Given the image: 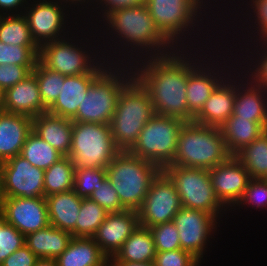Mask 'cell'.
I'll use <instances>...</instances> for the list:
<instances>
[{"label":"cell","mask_w":267,"mask_h":266,"mask_svg":"<svg viewBox=\"0 0 267 266\" xmlns=\"http://www.w3.org/2000/svg\"><path fill=\"white\" fill-rule=\"evenodd\" d=\"M231 156L220 127L189 121L181 127L177 150L170 164L209 170Z\"/></svg>","instance_id":"obj_6"},{"label":"cell","mask_w":267,"mask_h":266,"mask_svg":"<svg viewBox=\"0 0 267 266\" xmlns=\"http://www.w3.org/2000/svg\"><path fill=\"white\" fill-rule=\"evenodd\" d=\"M0 41L11 45L38 46L23 14L0 15Z\"/></svg>","instance_id":"obj_36"},{"label":"cell","mask_w":267,"mask_h":266,"mask_svg":"<svg viewBox=\"0 0 267 266\" xmlns=\"http://www.w3.org/2000/svg\"><path fill=\"white\" fill-rule=\"evenodd\" d=\"M107 178L125 209L137 211L152 181L162 171L155 163L121 150L106 167Z\"/></svg>","instance_id":"obj_8"},{"label":"cell","mask_w":267,"mask_h":266,"mask_svg":"<svg viewBox=\"0 0 267 266\" xmlns=\"http://www.w3.org/2000/svg\"><path fill=\"white\" fill-rule=\"evenodd\" d=\"M4 195H3V185H2V171L0 166V209L3 203Z\"/></svg>","instance_id":"obj_53"},{"label":"cell","mask_w":267,"mask_h":266,"mask_svg":"<svg viewBox=\"0 0 267 266\" xmlns=\"http://www.w3.org/2000/svg\"><path fill=\"white\" fill-rule=\"evenodd\" d=\"M29 0H0V15L23 14Z\"/></svg>","instance_id":"obj_49"},{"label":"cell","mask_w":267,"mask_h":266,"mask_svg":"<svg viewBox=\"0 0 267 266\" xmlns=\"http://www.w3.org/2000/svg\"><path fill=\"white\" fill-rule=\"evenodd\" d=\"M155 266H201V262L190 252L176 249L165 252H156Z\"/></svg>","instance_id":"obj_46"},{"label":"cell","mask_w":267,"mask_h":266,"mask_svg":"<svg viewBox=\"0 0 267 266\" xmlns=\"http://www.w3.org/2000/svg\"><path fill=\"white\" fill-rule=\"evenodd\" d=\"M34 266H58L55 259L38 258Z\"/></svg>","instance_id":"obj_52"},{"label":"cell","mask_w":267,"mask_h":266,"mask_svg":"<svg viewBox=\"0 0 267 266\" xmlns=\"http://www.w3.org/2000/svg\"><path fill=\"white\" fill-rule=\"evenodd\" d=\"M101 22V26L94 25L99 28L100 48L109 64L132 65L142 58L165 56L177 50L160 32L146 5L114 10Z\"/></svg>","instance_id":"obj_1"},{"label":"cell","mask_w":267,"mask_h":266,"mask_svg":"<svg viewBox=\"0 0 267 266\" xmlns=\"http://www.w3.org/2000/svg\"><path fill=\"white\" fill-rule=\"evenodd\" d=\"M240 42L241 41L239 40L238 43H235V44H234V42L232 43V45L236 46V47L239 45V48L237 49L238 51H236L235 53L240 51V53L243 54L242 56L240 55V53L236 54L237 56L239 55L237 61H238L240 70H244L243 72L245 73V75L255 85L260 86L267 91V41H258V42H253V43H246V44H244V46L242 44L243 42H241V43ZM240 44H241V46H240ZM245 45H247V46H245ZM242 46L246 50H244L242 48ZM243 51L246 52L245 53L246 55L243 53ZM242 65H244V66H242Z\"/></svg>","instance_id":"obj_31"},{"label":"cell","mask_w":267,"mask_h":266,"mask_svg":"<svg viewBox=\"0 0 267 266\" xmlns=\"http://www.w3.org/2000/svg\"><path fill=\"white\" fill-rule=\"evenodd\" d=\"M73 236L70 232L49 225L25 236V245L38 258L56 259L68 247Z\"/></svg>","instance_id":"obj_29"},{"label":"cell","mask_w":267,"mask_h":266,"mask_svg":"<svg viewBox=\"0 0 267 266\" xmlns=\"http://www.w3.org/2000/svg\"><path fill=\"white\" fill-rule=\"evenodd\" d=\"M20 155L28 160L31 165L44 171L64 157L62 153L53 148L33 131L28 135Z\"/></svg>","instance_id":"obj_35"},{"label":"cell","mask_w":267,"mask_h":266,"mask_svg":"<svg viewBox=\"0 0 267 266\" xmlns=\"http://www.w3.org/2000/svg\"><path fill=\"white\" fill-rule=\"evenodd\" d=\"M58 266H109V258L93 238L73 237L56 259Z\"/></svg>","instance_id":"obj_28"},{"label":"cell","mask_w":267,"mask_h":266,"mask_svg":"<svg viewBox=\"0 0 267 266\" xmlns=\"http://www.w3.org/2000/svg\"><path fill=\"white\" fill-rule=\"evenodd\" d=\"M229 153L234 156L267 130V123H257L233 114L220 127Z\"/></svg>","instance_id":"obj_30"},{"label":"cell","mask_w":267,"mask_h":266,"mask_svg":"<svg viewBox=\"0 0 267 266\" xmlns=\"http://www.w3.org/2000/svg\"><path fill=\"white\" fill-rule=\"evenodd\" d=\"M185 122L180 118L155 114L144 125L138 140L128 151L163 169L173 161L179 132Z\"/></svg>","instance_id":"obj_13"},{"label":"cell","mask_w":267,"mask_h":266,"mask_svg":"<svg viewBox=\"0 0 267 266\" xmlns=\"http://www.w3.org/2000/svg\"><path fill=\"white\" fill-rule=\"evenodd\" d=\"M239 2L240 1H243L242 2V4L240 3V5L239 4H237V3H234V5H235V7L233 8V9H231L232 11L235 9V11L236 12H234L233 11V13L231 14V12L232 11H230V9H227V7L226 6H224L223 5V3L221 4V6H223L222 7V11H220L221 12V14L222 15H225V14H223L224 12H223V8L225 7L226 8V12L225 13H227V10H229V16H228V13H227V15H226V21H227V19L231 16V15H233L234 13H237V14H234L233 15V18H234V16L235 15H239L238 16V18H234V21H236V23L234 22V21H229L228 20V22H226L225 21V23L223 22V21H221V22H219V23H217L216 22V24H218V25H221L222 27L220 28V26H218L219 27V30L220 29H222V30H220L219 32L220 33H216L217 35L219 34V35H221V33L223 34L224 32H226V30L227 29H225V28H228V27H230L231 26V24H233V25H235V26H233L232 25V27H230L231 29H233L232 30V33L233 34H236L235 36L237 37V36H239L238 38H242V37H240V36H244L243 38H242V40L241 41H243L245 44L247 43V42H251V43H253V42H258V41H267V0H250L249 2L246 0H238ZM246 2V3H245ZM239 7H238V6ZM241 5H242V7H243V5L245 6V8H244V10H246V11H244L243 10V8L241 7ZM247 5V6H246ZM236 6H237V9L238 10H240V9H242V11L239 13V11H237V9H236ZM240 8V9H239ZM244 11V12H243ZM242 12L244 13V14H242ZM246 12V13H245ZM239 13V14H238ZM241 15H242V20L240 19V20H238L237 21V19H239V17H241ZM252 15V16H251ZM244 16V17H243ZM228 17V18H227ZM246 17V18H245ZM243 18H245L244 20H243ZM249 18V19H248ZM253 18V19H252ZM231 22V23H230ZM241 22H242V24H241ZM246 22V23H245ZM227 24V25H224V29H223V25L222 24ZM237 23H238V26L239 27H237ZM239 23H240V25H239ZM245 24H246V26H247V24H248V26L246 27L245 26ZM230 25V26H229ZM242 25V26H241ZM227 26V27H226ZM240 26H241V28L242 29H244L245 28V30H241V31H239V29H240ZM236 28H239L238 30L236 29ZM250 28V29H249ZM236 29V30H235ZM225 30V31H224ZM223 31V32H222ZM235 31H239V33L240 34H242V35H239V33H236ZM243 31H244V33H243ZM248 33H246V32ZM242 32V33H241ZM238 34V35H237ZM246 36H248V38L246 37ZM245 38H246V40H245ZM245 40V41H244Z\"/></svg>","instance_id":"obj_20"},{"label":"cell","mask_w":267,"mask_h":266,"mask_svg":"<svg viewBox=\"0 0 267 266\" xmlns=\"http://www.w3.org/2000/svg\"><path fill=\"white\" fill-rule=\"evenodd\" d=\"M145 4H146V0H94L91 3V5L89 7H87V9H85V11H83V13L81 15H83L85 18H86L85 15H87V14H88L87 16H89L90 18L92 17V21H89V20H91L89 17L86 18V19H88L87 20L88 21L87 25L94 27L93 21H94V18H95L96 15H98V16H96L94 23L98 22V19H100L98 23H101V21L108 14L113 12L114 10H118V9H121V8H127V7H139V6H143ZM93 12L95 14L96 13L97 14L95 15V14H93ZM89 13H91V14L89 15ZM92 14H93V16H92Z\"/></svg>","instance_id":"obj_42"},{"label":"cell","mask_w":267,"mask_h":266,"mask_svg":"<svg viewBox=\"0 0 267 266\" xmlns=\"http://www.w3.org/2000/svg\"><path fill=\"white\" fill-rule=\"evenodd\" d=\"M101 73H86L83 75L65 76L61 81V89L57 100L47 110L49 113L72 119L87 95V89Z\"/></svg>","instance_id":"obj_25"},{"label":"cell","mask_w":267,"mask_h":266,"mask_svg":"<svg viewBox=\"0 0 267 266\" xmlns=\"http://www.w3.org/2000/svg\"><path fill=\"white\" fill-rule=\"evenodd\" d=\"M31 132V117L24 114L0 112V164L20 155Z\"/></svg>","instance_id":"obj_24"},{"label":"cell","mask_w":267,"mask_h":266,"mask_svg":"<svg viewBox=\"0 0 267 266\" xmlns=\"http://www.w3.org/2000/svg\"><path fill=\"white\" fill-rule=\"evenodd\" d=\"M64 1L69 2L74 8L76 7V10L77 11L79 10V14H82L83 10L85 11V9H87V7H89L94 0H64Z\"/></svg>","instance_id":"obj_50"},{"label":"cell","mask_w":267,"mask_h":266,"mask_svg":"<svg viewBox=\"0 0 267 266\" xmlns=\"http://www.w3.org/2000/svg\"><path fill=\"white\" fill-rule=\"evenodd\" d=\"M138 212L125 209L108 213L92 237L101 251L110 259L122 248L123 243L139 226Z\"/></svg>","instance_id":"obj_19"},{"label":"cell","mask_w":267,"mask_h":266,"mask_svg":"<svg viewBox=\"0 0 267 266\" xmlns=\"http://www.w3.org/2000/svg\"><path fill=\"white\" fill-rule=\"evenodd\" d=\"M0 215L24 236L50 225L45 197L4 198Z\"/></svg>","instance_id":"obj_17"},{"label":"cell","mask_w":267,"mask_h":266,"mask_svg":"<svg viewBox=\"0 0 267 266\" xmlns=\"http://www.w3.org/2000/svg\"><path fill=\"white\" fill-rule=\"evenodd\" d=\"M45 199L50 225L71 233L76 228L82 198H79L72 189L51 194Z\"/></svg>","instance_id":"obj_27"},{"label":"cell","mask_w":267,"mask_h":266,"mask_svg":"<svg viewBox=\"0 0 267 266\" xmlns=\"http://www.w3.org/2000/svg\"><path fill=\"white\" fill-rule=\"evenodd\" d=\"M4 198L44 197V170L31 165L21 155L0 164Z\"/></svg>","instance_id":"obj_16"},{"label":"cell","mask_w":267,"mask_h":266,"mask_svg":"<svg viewBox=\"0 0 267 266\" xmlns=\"http://www.w3.org/2000/svg\"><path fill=\"white\" fill-rule=\"evenodd\" d=\"M134 77L131 64H110L88 87L73 122L110 124L124 86Z\"/></svg>","instance_id":"obj_7"},{"label":"cell","mask_w":267,"mask_h":266,"mask_svg":"<svg viewBox=\"0 0 267 266\" xmlns=\"http://www.w3.org/2000/svg\"><path fill=\"white\" fill-rule=\"evenodd\" d=\"M154 115L149 92L134 76L121 91L110 122L115 145L120 150H129Z\"/></svg>","instance_id":"obj_9"},{"label":"cell","mask_w":267,"mask_h":266,"mask_svg":"<svg viewBox=\"0 0 267 266\" xmlns=\"http://www.w3.org/2000/svg\"><path fill=\"white\" fill-rule=\"evenodd\" d=\"M29 1L30 3L28 2V5L24 10L23 15L27 18V22L33 40L39 47H41L45 43L63 39L71 35L74 30L77 31L79 29V25L86 24V19L83 16H80L81 14H78L79 11H77L76 8H73V6L67 1L64 0H29ZM82 17L83 19L80 20V18ZM70 18L73 19L77 18L76 20L78 21V23L76 20ZM82 20H84L85 22ZM72 23H74V25ZM69 24H72L74 28Z\"/></svg>","instance_id":"obj_10"},{"label":"cell","mask_w":267,"mask_h":266,"mask_svg":"<svg viewBox=\"0 0 267 266\" xmlns=\"http://www.w3.org/2000/svg\"><path fill=\"white\" fill-rule=\"evenodd\" d=\"M38 257L24 244L14 251L0 265L1 266H34Z\"/></svg>","instance_id":"obj_48"},{"label":"cell","mask_w":267,"mask_h":266,"mask_svg":"<svg viewBox=\"0 0 267 266\" xmlns=\"http://www.w3.org/2000/svg\"><path fill=\"white\" fill-rule=\"evenodd\" d=\"M215 38H213L214 46L206 47V48H202V49L201 48L190 49V75L188 76V80H187L186 100L188 103V109L194 116L201 110L204 103L210 97V95L212 94L214 89L232 71H234V69L236 67H238L237 55H235L236 53H234L233 52L234 50H232L233 48H236V47H233L230 45L231 43H230V41H228L227 37L225 39L227 41H225L219 35L216 36ZM217 38H219V39H217ZM215 40H219V41L222 40L221 41L222 43L219 41H215ZM226 42H227V44H229L230 49H229V47L226 46ZM223 43L225 44V46ZM219 46H221V47H219ZM222 48L224 49V51ZM204 49H206V50H204ZM210 50L213 52L214 55L212 54V52ZM220 50H222V51L220 52ZM225 50L229 54H226ZM229 50H230V52H229ZM205 52L209 53V54H206ZM214 52H216V53H214ZM222 52H223V54L220 55ZM233 53H234V55H233ZM225 54H226V57H225ZM228 55H231V56H228ZM234 56H235V59H234ZM217 59L218 60L220 59L221 61L220 60L218 61ZM222 60H224V61H222ZM233 60H235L236 62Z\"/></svg>","instance_id":"obj_5"},{"label":"cell","mask_w":267,"mask_h":266,"mask_svg":"<svg viewBox=\"0 0 267 266\" xmlns=\"http://www.w3.org/2000/svg\"><path fill=\"white\" fill-rule=\"evenodd\" d=\"M209 175L216 197L229 211L241 199L251 179L245 167L234 156L209 169Z\"/></svg>","instance_id":"obj_18"},{"label":"cell","mask_w":267,"mask_h":266,"mask_svg":"<svg viewBox=\"0 0 267 266\" xmlns=\"http://www.w3.org/2000/svg\"><path fill=\"white\" fill-rule=\"evenodd\" d=\"M233 115L257 123H267V91L255 85L243 70L240 71L239 66L235 68Z\"/></svg>","instance_id":"obj_21"},{"label":"cell","mask_w":267,"mask_h":266,"mask_svg":"<svg viewBox=\"0 0 267 266\" xmlns=\"http://www.w3.org/2000/svg\"><path fill=\"white\" fill-rule=\"evenodd\" d=\"M25 244V236L0 216V264Z\"/></svg>","instance_id":"obj_44"},{"label":"cell","mask_w":267,"mask_h":266,"mask_svg":"<svg viewBox=\"0 0 267 266\" xmlns=\"http://www.w3.org/2000/svg\"><path fill=\"white\" fill-rule=\"evenodd\" d=\"M73 237L92 238L103 223L108 212L91 199H82Z\"/></svg>","instance_id":"obj_37"},{"label":"cell","mask_w":267,"mask_h":266,"mask_svg":"<svg viewBox=\"0 0 267 266\" xmlns=\"http://www.w3.org/2000/svg\"><path fill=\"white\" fill-rule=\"evenodd\" d=\"M155 243L156 252L181 249L179 231L173 221L149 228Z\"/></svg>","instance_id":"obj_43"},{"label":"cell","mask_w":267,"mask_h":266,"mask_svg":"<svg viewBox=\"0 0 267 266\" xmlns=\"http://www.w3.org/2000/svg\"><path fill=\"white\" fill-rule=\"evenodd\" d=\"M217 1L218 0H211V1L210 0L209 1L208 0H146L145 5H146L150 15L153 17L160 32L177 49H196V48H200V47L206 48V46L207 47L208 46L209 47L214 46V45H212L213 40L211 38L213 35L210 36L209 34H211V33H209V31H211L212 29L214 31L215 28H216L215 31H217L218 25L215 24V22H216V21H214L215 19L217 20V22L221 21V19L225 21L224 18H220V16L222 17L221 13L218 14L217 12L216 13L214 12L215 10H218L219 8H221L220 5L217 3ZM216 3H217V5H216ZM212 6H213V8H212ZM215 6L217 7V9L214 10ZM206 10L207 11L209 10V11L207 12ZM214 13H215V15H214ZM216 14H217V17H216ZM218 15H219V17H218ZM208 16L212 17V22H214L213 25H210L212 22H209V21H211V18ZM204 18H206V19H204ZM204 21L208 22V23L206 22L207 25H204L205 24ZM208 24H209V27H211V30L209 29V27H207ZM214 25L216 26L215 28H214ZM195 27L197 30L195 29ZM206 28H207V31L203 30ZM200 34L203 37H201ZM205 34H206V36H204ZM192 35H193V37H192ZM207 35H209V36H207ZM205 37L209 42H207ZM194 38H196V39H194ZM197 38H199V39H197ZM192 40H194V42H198V43H194ZM209 43H210V45H209Z\"/></svg>","instance_id":"obj_3"},{"label":"cell","mask_w":267,"mask_h":266,"mask_svg":"<svg viewBox=\"0 0 267 266\" xmlns=\"http://www.w3.org/2000/svg\"><path fill=\"white\" fill-rule=\"evenodd\" d=\"M74 177V163L64 156L44 171V197L72 190Z\"/></svg>","instance_id":"obj_34"},{"label":"cell","mask_w":267,"mask_h":266,"mask_svg":"<svg viewBox=\"0 0 267 266\" xmlns=\"http://www.w3.org/2000/svg\"><path fill=\"white\" fill-rule=\"evenodd\" d=\"M106 178L105 168H75L73 190L79 198L87 199Z\"/></svg>","instance_id":"obj_39"},{"label":"cell","mask_w":267,"mask_h":266,"mask_svg":"<svg viewBox=\"0 0 267 266\" xmlns=\"http://www.w3.org/2000/svg\"><path fill=\"white\" fill-rule=\"evenodd\" d=\"M134 76L147 89L155 114L193 121L186 100L190 49L165 56L142 58L132 64Z\"/></svg>","instance_id":"obj_2"},{"label":"cell","mask_w":267,"mask_h":266,"mask_svg":"<svg viewBox=\"0 0 267 266\" xmlns=\"http://www.w3.org/2000/svg\"><path fill=\"white\" fill-rule=\"evenodd\" d=\"M155 255V243L150 229L139 225L109 262H152Z\"/></svg>","instance_id":"obj_32"},{"label":"cell","mask_w":267,"mask_h":266,"mask_svg":"<svg viewBox=\"0 0 267 266\" xmlns=\"http://www.w3.org/2000/svg\"><path fill=\"white\" fill-rule=\"evenodd\" d=\"M182 207L174 183L161 171L152 181L149 191L137 210L140 226L150 228L171 222Z\"/></svg>","instance_id":"obj_15"},{"label":"cell","mask_w":267,"mask_h":266,"mask_svg":"<svg viewBox=\"0 0 267 266\" xmlns=\"http://www.w3.org/2000/svg\"><path fill=\"white\" fill-rule=\"evenodd\" d=\"M89 199L103 207L108 213L125 210L119 201L117 191L113 188L108 178L102 182V185L97 187V190L93 191Z\"/></svg>","instance_id":"obj_45"},{"label":"cell","mask_w":267,"mask_h":266,"mask_svg":"<svg viewBox=\"0 0 267 266\" xmlns=\"http://www.w3.org/2000/svg\"><path fill=\"white\" fill-rule=\"evenodd\" d=\"M234 74V75H233ZM235 101V69L212 92L193 122L221 127L233 114Z\"/></svg>","instance_id":"obj_22"},{"label":"cell","mask_w":267,"mask_h":266,"mask_svg":"<svg viewBox=\"0 0 267 266\" xmlns=\"http://www.w3.org/2000/svg\"><path fill=\"white\" fill-rule=\"evenodd\" d=\"M84 27L85 28L82 27L83 30L80 28V30H78L79 32H72V37L67 36L63 39L43 44L40 47L38 60L51 71L58 72L64 76L102 73L110 64L104 59L103 53L99 47L100 38L97 36L99 35L98 30L95 29V27H91L90 29V26L87 27V25ZM86 28L87 32L85 31ZM80 31H84V37L82 32L80 34ZM86 35L87 37L85 38ZM80 36L81 39H79ZM96 37L97 40L95 41ZM91 40L94 43H92ZM96 42L98 45H96Z\"/></svg>","instance_id":"obj_4"},{"label":"cell","mask_w":267,"mask_h":266,"mask_svg":"<svg viewBox=\"0 0 267 266\" xmlns=\"http://www.w3.org/2000/svg\"><path fill=\"white\" fill-rule=\"evenodd\" d=\"M109 266H155L154 261L152 262H109Z\"/></svg>","instance_id":"obj_51"},{"label":"cell","mask_w":267,"mask_h":266,"mask_svg":"<svg viewBox=\"0 0 267 266\" xmlns=\"http://www.w3.org/2000/svg\"><path fill=\"white\" fill-rule=\"evenodd\" d=\"M234 157L245 167L250 178L267 179V130Z\"/></svg>","instance_id":"obj_33"},{"label":"cell","mask_w":267,"mask_h":266,"mask_svg":"<svg viewBox=\"0 0 267 266\" xmlns=\"http://www.w3.org/2000/svg\"><path fill=\"white\" fill-rule=\"evenodd\" d=\"M121 150L110 124L73 122L70 160L75 168H105Z\"/></svg>","instance_id":"obj_11"},{"label":"cell","mask_w":267,"mask_h":266,"mask_svg":"<svg viewBox=\"0 0 267 266\" xmlns=\"http://www.w3.org/2000/svg\"><path fill=\"white\" fill-rule=\"evenodd\" d=\"M32 72L35 74L44 106L49 109L57 100L64 75L51 71L39 60Z\"/></svg>","instance_id":"obj_38"},{"label":"cell","mask_w":267,"mask_h":266,"mask_svg":"<svg viewBox=\"0 0 267 266\" xmlns=\"http://www.w3.org/2000/svg\"><path fill=\"white\" fill-rule=\"evenodd\" d=\"M245 206V207H244ZM248 206V207H247ZM253 208L259 210L267 209V179H253L248 182L247 188L238 203L232 208L235 210L242 208Z\"/></svg>","instance_id":"obj_41"},{"label":"cell","mask_w":267,"mask_h":266,"mask_svg":"<svg viewBox=\"0 0 267 266\" xmlns=\"http://www.w3.org/2000/svg\"><path fill=\"white\" fill-rule=\"evenodd\" d=\"M3 95H4V91L0 88V112L4 111L3 110Z\"/></svg>","instance_id":"obj_54"},{"label":"cell","mask_w":267,"mask_h":266,"mask_svg":"<svg viewBox=\"0 0 267 266\" xmlns=\"http://www.w3.org/2000/svg\"><path fill=\"white\" fill-rule=\"evenodd\" d=\"M39 46L4 44L0 41V64L36 65Z\"/></svg>","instance_id":"obj_40"},{"label":"cell","mask_w":267,"mask_h":266,"mask_svg":"<svg viewBox=\"0 0 267 266\" xmlns=\"http://www.w3.org/2000/svg\"><path fill=\"white\" fill-rule=\"evenodd\" d=\"M73 121L43 112L32 118V131L53 148L68 156L71 148Z\"/></svg>","instance_id":"obj_26"},{"label":"cell","mask_w":267,"mask_h":266,"mask_svg":"<svg viewBox=\"0 0 267 266\" xmlns=\"http://www.w3.org/2000/svg\"><path fill=\"white\" fill-rule=\"evenodd\" d=\"M173 222L179 231L181 249L190 252L200 262L204 260L207 246L212 244L211 239L215 240L213 237L220 222L207 212L185 207L180 208Z\"/></svg>","instance_id":"obj_14"},{"label":"cell","mask_w":267,"mask_h":266,"mask_svg":"<svg viewBox=\"0 0 267 266\" xmlns=\"http://www.w3.org/2000/svg\"><path fill=\"white\" fill-rule=\"evenodd\" d=\"M162 171L174 183L182 207L207 212L219 222L227 215L229 210L216 197L209 170L169 164Z\"/></svg>","instance_id":"obj_12"},{"label":"cell","mask_w":267,"mask_h":266,"mask_svg":"<svg viewBox=\"0 0 267 266\" xmlns=\"http://www.w3.org/2000/svg\"><path fill=\"white\" fill-rule=\"evenodd\" d=\"M35 65L0 64V88L6 89L14 86L28 76Z\"/></svg>","instance_id":"obj_47"},{"label":"cell","mask_w":267,"mask_h":266,"mask_svg":"<svg viewBox=\"0 0 267 266\" xmlns=\"http://www.w3.org/2000/svg\"><path fill=\"white\" fill-rule=\"evenodd\" d=\"M3 110L8 113L24 114L31 118L48 110L42 102L38 82L33 72L4 91Z\"/></svg>","instance_id":"obj_23"}]
</instances>
